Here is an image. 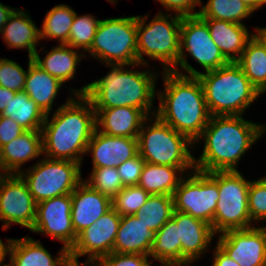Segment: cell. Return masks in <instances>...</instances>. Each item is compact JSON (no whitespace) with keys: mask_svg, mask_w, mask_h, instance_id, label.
<instances>
[{"mask_svg":"<svg viewBox=\"0 0 266 266\" xmlns=\"http://www.w3.org/2000/svg\"><path fill=\"white\" fill-rule=\"evenodd\" d=\"M68 98L54 112L52 120L46 115L42 126L45 157L82 162L87 145L96 130V112L85 95Z\"/></svg>","mask_w":266,"mask_h":266,"instance_id":"obj_1","label":"cell"},{"mask_svg":"<svg viewBox=\"0 0 266 266\" xmlns=\"http://www.w3.org/2000/svg\"><path fill=\"white\" fill-rule=\"evenodd\" d=\"M266 131V125L246 121L242 115L211 116L197 143L204 149L195 169L202 172L237 170L241 157Z\"/></svg>","mask_w":266,"mask_h":266,"instance_id":"obj_2","label":"cell"},{"mask_svg":"<svg viewBox=\"0 0 266 266\" xmlns=\"http://www.w3.org/2000/svg\"><path fill=\"white\" fill-rule=\"evenodd\" d=\"M162 74L165 92H157L160 103L152 115L195 143L211 117L202 84L198 77L173 71H164Z\"/></svg>","mask_w":266,"mask_h":266,"instance_id":"obj_3","label":"cell"},{"mask_svg":"<svg viewBox=\"0 0 266 266\" xmlns=\"http://www.w3.org/2000/svg\"><path fill=\"white\" fill-rule=\"evenodd\" d=\"M112 69L104 77L85 85L75 95H85L94 109L113 107H134L141 109L148 117L155 97L157 74L153 71L138 72L124 69L126 65H107Z\"/></svg>","mask_w":266,"mask_h":266,"instance_id":"obj_4","label":"cell"},{"mask_svg":"<svg viewBox=\"0 0 266 266\" xmlns=\"http://www.w3.org/2000/svg\"><path fill=\"white\" fill-rule=\"evenodd\" d=\"M197 77L211 116L243 115L261 95L236 62Z\"/></svg>","mask_w":266,"mask_h":266,"instance_id":"obj_5","label":"cell"},{"mask_svg":"<svg viewBox=\"0 0 266 266\" xmlns=\"http://www.w3.org/2000/svg\"><path fill=\"white\" fill-rule=\"evenodd\" d=\"M148 15L137 16L138 63L147 66L142 54L162 62L164 71H172L178 64L181 42L182 16L159 12L146 24Z\"/></svg>","mask_w":266,"mask_h":266,"instance_id":"obj_6","label":"cell"},{"mask_svg":"<svg viewBox=\"0 0 266 266\" xmlns=\"http://www.w3.org/2000/svg\"><path fill=\"white\" fill-rule=\"evenodd\" d=\"M154 117L155 119L153 120L151 117V120L147 118L143 122L138 134V153L140 156L145 162L151 164L195 167L194 160L196 158L192 156L189 150L193 142L185 135L176 132L156 115ZM147 120L152 123L151 126L145 125Z\"/></svg>","mask_w":266,"mask_h":266,"instance_id":"obj_7","label":"cell"},{"mask_svg":"<svg viewBox=\"0 0 266 266\" xmlns=\"http://www.w3.org/2000/svg\"><path fill=\"white\" fill-rule=\"evenodd\" d=\"M89 54L106 65L139 66L137 16L100 20Z\"/></svg>","mask_w":266,"mask_h":266,"instance_id":"obj_8","label":"cell"},{"mask_svg":"<svg viewBox=\"0 0 266 266\" xmlns=\"http://www.w3.org/2000/svg\"><path fill=\"white\" fill-rule=\"evenodd\" d=\"M81 163L68 160L42 158L19 175L26 182L36 203L46 199L72 194L83 181Z\"/></svg>","mask_w":266,"mask_h":266,"instance_id":"obj_9","label":"cell"},{"mask_svg":"<svg viewBox=\"0 0 266 266\" xmlns=\"http://www.w3.org/2000/svg\"><path fill=\"white\" fill-rule=\"evenodd\" d=\"M250 181L238 170L218 171L219 199L213 220L214 233L252 228L248 211Z\"/></svg>","mask_w":266,"mask_h":266,"instance_id":"obj_10","label":"cell"},{"mask_svg":"<svg viewBox=\"0 0 266 266\" xmlns=\"http://www.w3.org/2000/svg\"><path fill=\"white\" fill-rule=\"evenodd\" d=\"M184 50L189 52L191 57H193L206 72L218 69L230 63L213 42L207 24L198 15L182 17L180 56L176 68L172 71L189 77L199 76L202 72L195 70L187 62ZM178 65H180L188 75L177 71Z\"/></svg>","mask_w":266,"mask_h":266,"instance_id":"obj_11","label":"cell"},{"mask_svg":"<svg viewBox=\"0 0 266 266\" xmlns=\"http://www.w3.org/2000/svg\"><path fill=\"white\" fill-rule=\"evenodd\" d=\"M193 175L182 178L173 193L174 210L201 219L212 226L217 202L218 171L193 170Z\"/></svg>","mask_w":266,"mask_h":266,"instance_id":"obj_12","label":"cell"},{"mask_svg":"<svg viewBox=\"0 0 266 266\" xmlns=\"http://www.w3.org/2000/svg\"><path fill=\"white\" fill-rule=\"evenodd\" d=\"M121 216L111 208L90 227L77 235V240L69 251L71 266H93L99 259L113 252ZM88 255L85 263L78 258Z\"/></svg>","mask_w":266,"mask_h":266,"instance_id":"obj_13","label":"cell"},{"mask_svg":"<svg viewBox=\"0 0 266 266\" xmlns=\"http://www.w3.org/2000/svg\"><path fill=\"white\" fill-rule=\"evenodd\" d=\"M36 209L37 203L19 174H0V221H4V231L11 223L31 230Z\"/></svg>","mask_w":266,"mask_h":266,"instance_id":"obj_14","label":"cell"},{"mask_svg":"<svg viewBox=\"0 0 266 266\" xmlns=\"http://www.w3.org/2000/svg\"><path fill=\"white\" fill-rule=\"evenodd\" d=\"M71 210V194L37 203L36 219L31 231L50 235L51 238L63 242V247L69 252L77 240Z\"/></svg>","mask_w":266,"mask_h":266,"instance_id":"obj_15","label":"cell"},{"mask_svg":"<svg viewBox=\"0 0 266 266\" xmlns=\"http://www.w3.org/2000/svg\"><path fill=\"white\" fill-rule=\"evenodd\" d=\"M217 245L240 266H266V226L225 231Z\"/></svg>","mask_w":266,"mask_h":266,"instance_id":"obj_16","label":"cell"},{"mask_svg":"<svg viewBox=\"0 0 266 266\" xmlns=\"http://www.w3.org/2000/svg\"><path fill=\"white\" fill-rule=\"evenodd\" d=\"M172 219L181 242V266H188L205 253L215 233L210 224L186 213L174 210Z\"/></svg>","mask_w":266,"mask_h":266,"instance_id":"obj_17","label":"cell"},{"mask_svg":"<svg viewBox=\"0 0 266 266\" xmlns=\"http://www.w3.org/2000/svg\"><path fill=\"white\" fill-rule=\"evenodd\" d=\"M92 153L93 168L118 167L138 154V140L116 137L95 130L86 153Z\"/></svg>","mask_w":266,"mask_h":266,"instance_id":"obj_18","label":"cell"},{"mask_svg":"<svg viewBox=\"0 0 266 266\" xmlns=\"http://www.w3.org/2000/svg\"><path fill=\"white\" fill-rule=\"evenodd\" d=\"M71 219L78 235L112 208V199L82 181L71 194Z\"/></svg>","mask_w":266,"mask_h":266,"instance_id":"obj_19","label":"cell"},{"mask_svg":"<svg viewBox=\"0 0 266 266\" xmlns=\"http://www.w3.org/2000/svg\"><path fill=\"white\" fill-rule=\"evenodd\" d=\"M94 110L97 131L116 137L137 138L143 122L149 118L141 109L128 106Z\"/></svg>","mask_w":266,"mask_h":266,"instance_id":"obj_20","label":"cell"},{"mask_svg":"<svg viewBox=\"0 0 266 266\" xmlns=\"http://www.w3.org/2000/svg\"><path fill=\"white\" fill-rule=\"evenodd\" d=\"M42 154V131H26L0 148V174H19L25 162Z\"/></svg>","mask_w":266,"mask_h":266,"instance_id":"obj_21","label":"cell"},{"mask_svg":"<svg viewBox=\"0 0 266 266\" xmlns=\"http://www.w3.org/2000/svg\"><path fill=\"white\" fill-rule=\"evenodd\" d=\"M8 253L10 266H71L69 252L64 247L53 258L39 241L30 237L11 239Z\"/></svg>","mask_w":266,"mask_h":266,"instance_id":"obj_22","label":"cell"},{"mask_svg":"<svg viewBox=\"0 0 266 266\" xmlns=\"http://www.w3.org/2000/svg\"><path fill=\"white\" fill-rule=\"evenodd\" d=\"M208 26L213 42L229 62H237L247 42L252 38L244 24L201 18ZM237 55V56H236Z\"/></svg>","mask_w":266,"mask_h":266,"instance_id":"obj_23","label":"cell"},{"mask_svg":"<svg viewBox=\"0 0 266 266\" xmlns=\"http://www.w3.org/2000/svg\"><path fill=\"white\" fill-rule=\"evenodd\" d=\"M155 233L135 215L121 216L113 252L149 256Z\"/></svg>","mask_w":266,"mask_h":266,"instance_id":"obj_24","label":"cell"},{"mask_svg":"<svg viewBox=\"0 0 266 266\" xmlns=\"http://www.w3.org/2000/svg\"><path fill=\"white\" fill-rule=\"evenodd\" d=\"M63 83L39 67L33 58L29 57L28 70L24 92L31 98L40 110L50 114L54 100Z\"/></svg>","mask_w":266,"mask_h":266,"instance_id":"obj_25","label":"cell"},{"mask_svg":"<svg viewBox=\"0 0 266 266\" xmlns=\"http://www.w3.org/2000/svg\"><path fill=\"white\" fill-rule=\"evenodd\" d=\"M4 42L9 48L28 49L29 57L36 53V44L40 40V29L33 23L26 12L17 9L10 15L7 23L1 31Z\"/></svg>","mask_w":266,"mask_h":266,"instance_id":"obj_26","label":"cell"},{"mask_svg":"<svg viewBox=\"0 0 266 266\" xmlns=\"http://www.w3.org/2000/svg\"><path fill=\"white\" fill-rule=\"evenodd\" d=\"M189 169L194 170L195 167H174L145 162L138 185L150 195L173 196L183 178L177 173L185 175L183 173Z\"/></svg>","mask_w":266,"mask_h":266,"instance_id":"obj_27","label":"cell"},{"mask_svg":"<svg viewBox=\"0 0 266 266\" xmlns=\"http://www.w3.org/2000/svg\"><path fill=\"white\" fill-rule=\"evenodd\" d=\"M72 49L74 48L66 44L58 45L48 52L44 59L40 58L38 51H36L33 61L64 84L75 77L77 65L84 56L83 53L78 54L76 50Z\"/></svg>","mask_w":266,"mask_h":266,"instance_id":"obj_28","label":"cell"},{"mask_svg":"<svg viewBox=\"0 0 266 266\" xmlns=\"http://www.w3.org/2000/svg\"><path fill=\"white\" fill-rule=\"evenodd\" d=\"M11 118L27 131L42 130L46 115L37 104L24 92H16L14 98L0 114Z\"/></svg>","mask_w":266,"mask_h":266,"instance_id":"obj_29","label":"cell"},{"mask_svg":"<svg viewBox=\"0 0 266 266\" xmlns=\"http://www.w3.org/2000/svg\"><path fill=\"white\" fill-rule=\"evenodd\" d=\"M260 94L266 91V49L253 37L236 62Z\"/></svg>","mask_w":266,"mask_h":266,"instance_id":"obj_30","label":"cell"},{"mask_svg":"<svg viewBox=\"0 0 266 266\" xmlns=\"http://www.w3.org/2000/svg\"><path fill=\"white\" fill-rule=\"evenodd\" d=\"M149 256L161 263L181 266V242L178 240L177 224L172 218L155 232Z\"/></svg>","mask_w":266,"mask_h":266,"instance_id":"obj_31","label":"cell"},{"mask_svg":"<svg viewBox=\"0 0 266 266\" xmlns=\"http://www.w3.org/2000/svg\"><path fill=\"white\" fill-rule=\"evenodd\" d=\"M173 212V196L150 195L135 216L142 220L149 230L155 233L172 218Z\"/></svg>","mask_w":266,"mask_h":266,"instance_id":"obj_32","label":"cell"},{"mask_svg":"<svg viewBox=\"0 0 266 266\" xmlns=\"http://www.w3.org/2000/svg\"><path fill=\"white\" fill-rule=\"evenodd\" d=\"M76 12L66 4L54 6L44 18L42 28L40 30V39H59V43L66 44L68 42L69 31L74 21Z\"/></svg>","mask_w":266,"mask_h":266,"instance_id":"obj_33","label":"cell"},{"mask_svg":"<svg viewBox=\"0 0 266 266\" xmlns=\"http://www.w3.org/2000/svg\"><path fill=\"white\" fill-rule=\"evenodd\" d=\"M253 12L241 0H208L198 12L200 18H209L243 24L241 21Z\"/></svg>","mask_w":266,"mask_h":266,"instance_id":"obj_34","label":"cell"},{"mask_svg":"<svg viewBox=\"0 0 266 266\" xmlns=\"http://www.w3.org/2000/svg\"><path fill=\"white\" fill-rule=\"evenodd\" d=\"M93 15L78 16L75 14L74 21L71 25L67 45L79 50L80 48L87 52L92 45L93 38L100 22Z\"/></svg>","mask_w":266,"mask_h":266,"instance_id":"obj_35","label":"cell"},{"mask_svg":"<svg viewBox=\"0 0 266 266\" xmlns=\"http://www.w3.org/2000/svg\"><path fill=\"white\" fill-rule=\"evenodd\" d=\"M149 196L150 194L139 185L125 186L112 198V208L120 216L135 215Z\"/></svg>","mask_w":266,"mask_h":266,"instance_id":"obj_36","label":"cell"},{"mask_svg":"<svg viewBox=\"0 0 266 266\" xmlns=\"http://www.w3.org/2000/svg\"><path fill=\"white\" fill-rule=\"evenodd\" d=\"M84 182L111 199L125 187L116 167L93 168L90 178Z\"/></svg>","mask_w":266,"mask_h":266,"instance_id":"obj_37","label":"cell"},{"mask_svg":"<svg viewBox=\"0 0 266 266\" xmlns=\"http://www.w3.org/2000/svg\"><path fill=\"white\" fill-rule=\"evenodd\" d=\"M27 71L13 60L0 58V86L22 92L26 82Z\"/></svg>","mask_w":266,"mask_h":266,"instance_id":"obj_38","label":"cell"},{"mask_svg":"<svg viewBox=\"0 0 266 266\" xmlns=\"http://www.w3.org/2000/svg\"><path fill=\"white\" fill-rule=\"evenodd\" d=\"M248 211L251 221L266 219V177L250 181Z\"/></svg>","mask_w":266,"mask_h":266,"instance_id":"obj_39","label":"cell"},{"mask_svg":"<svg viewBox=\"0 0 266 266\" xmlns=\"http://www.w3.org/2000/svg\"><path fill=\"white\" fill-rule=\"evenodd\" d=\"M149 256L141 254L114 253L102 257L93 266H151Z\"/></svg>","mask_w":266,"mask_h":266,"instance_id":"obj_40","label":"cell"},{"mask_svg":"<svg viewBox=\"0 0 266 266\" xmlns=\"http://www.w3.org/2000/svg\"><path fill=\"white\" fill-rule=\"evenodd\" d=\"M145 160L138 153L135 157L122 162L118 173L124 186L138 185Z\"/></svg>","mask_w":266,"mask_h":266,"instance_id":"obj_41","label":"cell"},{"mask_svg":"<svg viewBox=\"0 0 266 266\" xmlns=\"http://www.w3.org/2000/svg\"><path fill=\"white\" fill-rule=\"evenodd\" d=\"M156 1V0H155ZM167 11H175L177 15L182 17L196 16L198 11L195 6L202 3L201 0H158ZM193 10L195 12H193Z\"/></svg>","mask_w":266,"mask_h":266,"instance_id":"obj_42","label":"cell"},{"mask_svg":"<svg viewBox=\"0 0 266 266\" xmlns=\"http://www.w3.org/2000/svg\"><path fill=\"white\" fill-rule=\"evenodd\" d=\"M26 131L11 118L0 115V148Z\"/></svg>","mask_w":266,"mask_h":266,"instance_id":"obj_43","label":"cell"},{"mask_svg":"<svg viewBox=\"0 0 266 266\" xmlns=\"http://www.w3.org/2000/svg\"><path fill=\"white\" fill-rule=\"evenodd\" d=\"M213 256L212 266H240L232 258H230L218 245H216Z\"/></svg>","mask_w":266,"mask_h":266,"instance_id":"obj_44","label":"cell"},{"mask_svg":"<svg viewBox=\"0 0 266 266\" xmlns=\"http://www.w3.org/2000/svg\"><path fill=\"white\" fill-rule=\"evenodd\" d=\"M15 94V91L0 86V114L8 106L11 101V98H14Z\"/></svg>","mask_w":266,"mask_h":266,"instance_id":"obj_45","label":"cell"},{"mask_svg":"<svg viewBox=\"0 0 266 266\" xmlns=\"http://www.w3.org/2000/svg\"><path fill=\"white\" fill-rule=\"evenodd\" d=\"M14 10L16 9L11 8V6H6L0 2V33Z\"/></svg>","mask_w":266,"mask_h":266,"instance_id":"obj_46","label":"cell"},{"mask_svg":"<svg viewBox=\"0 0 266 266\" xmlns=\"http://www.w3.org/2000/svg\"><path fill=\"white\" fill-rule=\"evenodd\" d=\"M256 29V33L252 34V37L257 40L265 49H266V28L264 27H257Z\"/></svg>","mask_w":266,"mask_h":266,"instance_id":"obj_47","label":"cell"},{"mask_svg":"<svg viewBox=\"0 0 266 266\" xmlns=\"http://www.w3.org/2000/svg\"><path fill=\"white\" fill-rule=\"evenodd\" d=\"M243 1L248 8L254 12L255 10H259L263 5L266 4V0H241Z\"/></svg>","mask_w":266,"mask_h":266,"instance_id":"obj_48","label":"cell"},{"mask_svg":"<svg viewBox=\"0 0 266 266\" xmlns=\"http://www.w3.org/2000/svg\"><path fill=\"white\" fill-rule=\"evenodd\" d=\"M10 241L11 239H8L7 240V245H5L3 243V241L0 239V266H3L1 265L3 263V261L5 260V257L7 256L8 254V251H9V245H10Z\"/></svg>","mask_w":266,"mask_h":266,"instance_id":"obj_49","label":"cell"},{"mask_svg":"<svg viewBox=\"0 0 266 266\" xmlns=\"http://www.w3.org/2000/svg\"><path fill=\"white\" fill-rule=\"evenodd\" d=\"M162 266H180V265L172 264V263H162Z\"/></svg>","mask_w":266,"mask_h":266,"instance_id":"obj_50","label":"cell"},{"mask_svg":"<svg viewBox=\"0 0 266 266\" xmlns=\"http://www.w3.org/2000/svg\"><path fill=\"white\" fill-rule=\"evenodd\" d=\"M107 1L111 2L112 4L113 3H115V4L117 3L116 0H107Z\"/></svg>","mask_w":266,"mask_h":266,"instance_id":"obj_51","label":"cell"}]
</instances>
